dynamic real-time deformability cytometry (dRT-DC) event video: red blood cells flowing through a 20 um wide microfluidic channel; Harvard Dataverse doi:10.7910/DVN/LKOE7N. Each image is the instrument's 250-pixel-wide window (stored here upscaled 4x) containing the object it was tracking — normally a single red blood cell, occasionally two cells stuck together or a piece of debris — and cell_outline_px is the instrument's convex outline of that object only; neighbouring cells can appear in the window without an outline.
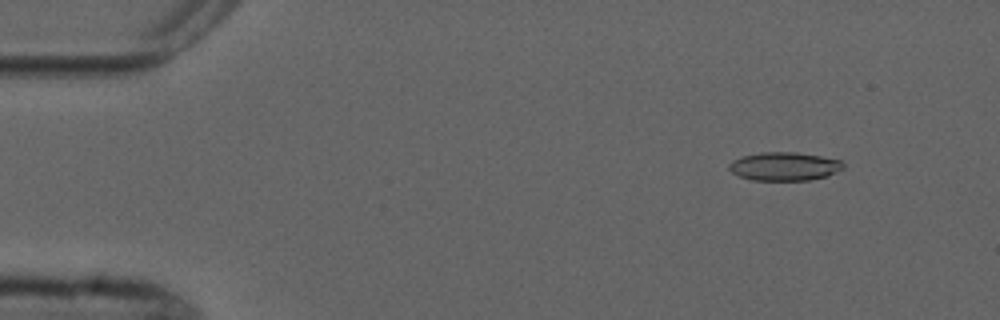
{"species": "common noctule bat (a hibernating species)", "species_latin": "Nyctalus noctula", "temperature_condition": "cold", "stored_images_in_passage": 5, "camera_frame_rate_fps": 3000, "um_per_image_px": 0.085, "animal": {"sex": "male", "forearm_length_mm": 52.5}, "frame": {"image": 1, "passage_image": 1, "time_ms": 0.0, "image_size_px": [1000, 320], "cell_outline_px": [[844, 168], [828, 176], [808, 180], [752, 180], [740, 176], [732, 172], [728, 168], [728, 164], [732, 160], [744, 156], [764, 152], [796, 152], [820, 156], [840, 160], [844, 164]], "centroid_in_image_um": [66.68, 14.14], "position_along_channel_um": 18.3, "area_um2": 18.84}}